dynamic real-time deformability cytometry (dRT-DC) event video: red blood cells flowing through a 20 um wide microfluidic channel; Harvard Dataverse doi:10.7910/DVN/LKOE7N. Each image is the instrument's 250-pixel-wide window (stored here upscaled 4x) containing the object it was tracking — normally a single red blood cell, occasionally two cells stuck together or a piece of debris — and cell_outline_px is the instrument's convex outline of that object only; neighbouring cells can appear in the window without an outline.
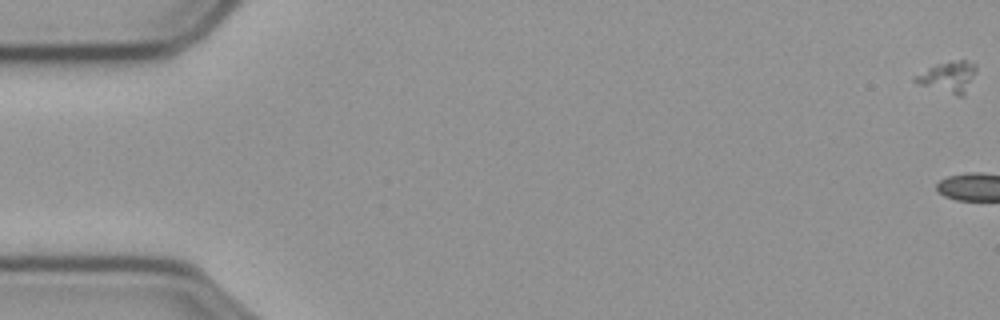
{"species": "common noctule bat (a hibernating species)", "species_latin": "Nyctalus noctula", "temperature_condition": "cold", "stored_images_in_passage": 4, "camera_frame_rate_fps": 3000, "um_per_image_px": 0.085, "animal": {"sex": "male", "body_mass_g": 23.1, "forearm_length_mm": 52.7}, "frame": {"image": 1, "passage_image": 1, "time_ms": 0.0, "image_size_px": [1000, 320], "cell_outline_px": [[976, 72], [964, 96], [956, 96], [920, 84], [912, 80], [912, 76], [936, 64], [960, 60], [964, 60], [976, 64]], "centroid_in_image_um": [80.6, 6.55], "position_along_channel_um": 4.4, "area_um2": 10.98}}